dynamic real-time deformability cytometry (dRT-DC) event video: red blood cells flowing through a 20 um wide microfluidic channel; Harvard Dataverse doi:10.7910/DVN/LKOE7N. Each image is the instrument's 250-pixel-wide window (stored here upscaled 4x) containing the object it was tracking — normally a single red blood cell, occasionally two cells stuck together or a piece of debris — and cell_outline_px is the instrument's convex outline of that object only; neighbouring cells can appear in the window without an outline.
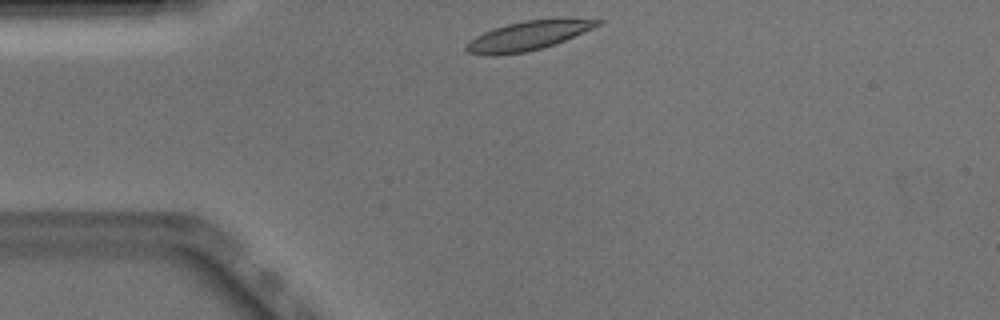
{"species": "Egyptian fruit bat (a non-hibernating species)", "species_latin": "Rousettus aegyptiacus", "temperature_condition": "warm", "stored_images_in_passage": 41, "camera_frame_rate_fps": 3000, "um_per_image_px": 0.085, "animal": {"sex": "male"}, "frame": {"image": 1, "passage_image": 1, "time_ms": 0.0, "image_size_px": [1000, 320], "cell_outline_px": [[604, 20], [600, 24], [592, 28], [564, 40], [528, 52], [492, 56], [468, 52], [464, 48], [476, 36], [484, 32], [508, 24], [524, 20], [560, 16], [568, 16]], "centroid_in_image_um": [44.98, 2.98], "position_along_channel_um": 40.0, "area_um2": 22.54}}
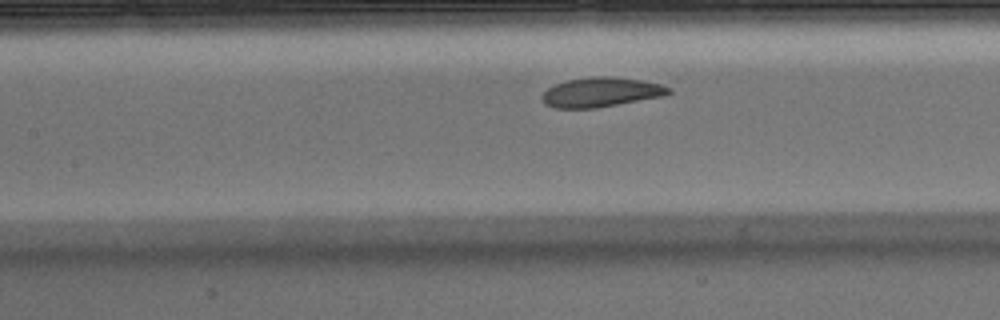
{"frame": {"image": 2, "passage_image": 12, "time_ms": 3.667, "image_size_px": [1000, 320], "cell_outline_px": [[672, 92], [664, 96], [596, 108], [552, 108], [544, 104], [540, 96], [548, 88], [556, 84], [568, 80], [592, 76], [612, 76], [640, 80], [660, 84], [672, 88]], "centroid_in_image_um": [51.08, 7.84], "position_along_channel_um": 156.3, "area_um2": 21.91}}
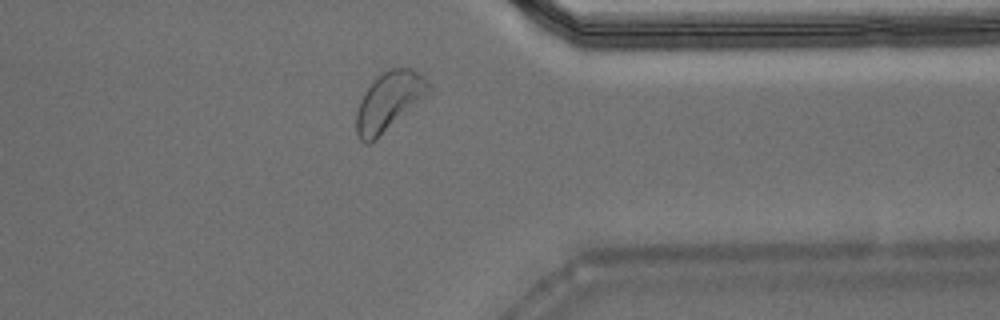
{"frame": {"image": 3, "passage_image": 30, "time_ms": 9.667, "image_size_px": [1000, 320], "cell_outline_px": [[432, 92], [368, 144], [364, 144], [360, 140], [356, 132], [356, 112], [360, 100], [364, 92], [372, 80], [376, 76], [388, 68], [412, 68], [428, 80], [432, 84]], "centroid_in_image_um": [33.08, 8.56], "position_along_channel_um": 378.3, "area_um2": 24.74}, "authors_computed_cell_mechanics": {"area_um2": 22.5998, "velocity_mm_per_s": 3.8352, "shape_relaxation_time_tau1_ms": 2.4031, "shape_relaxation_time_tau2_ms": 3.6631, "deformation_change_tau1": 0.0941, "deformation_change_tau2": 0.092}}